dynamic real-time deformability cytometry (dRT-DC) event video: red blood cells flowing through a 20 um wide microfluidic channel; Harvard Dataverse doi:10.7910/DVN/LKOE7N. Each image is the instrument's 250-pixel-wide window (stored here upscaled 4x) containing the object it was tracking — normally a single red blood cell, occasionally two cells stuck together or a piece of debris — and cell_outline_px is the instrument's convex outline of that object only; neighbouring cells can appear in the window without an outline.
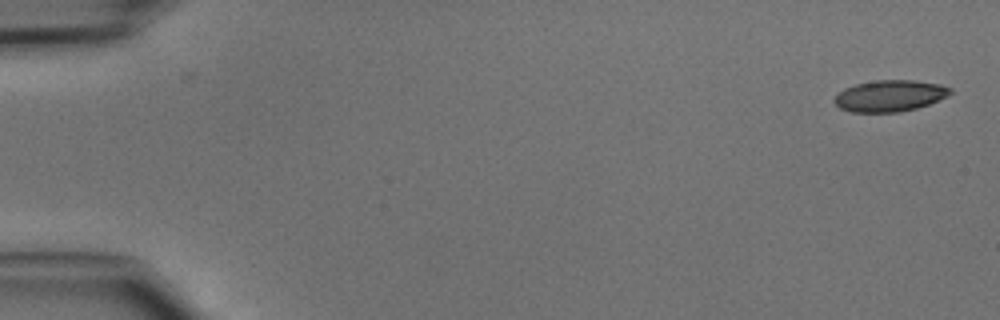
{"species": "common noctule bat (a hibernating species)", "species_latin": "Nyctalus noctula", "temperature_condition": "cold", "stored_images_in_passage": 47, "camera_frame_rate_fps": 3000, "um_per_image_px": 0.085, "animal": {"sex": "male", "body_mass_g": 15.6}, "frame": {"image": 1, "passage_image": 1, "time_ms": 0.0, "image_size_px": [1000, 320], "cell_outline_px": [[952, 92], [948, 96], [928, 104], [916, 108], [900, 112], [852, 112], [840, 108], [832, 100], [844, 88], [856, 84], [876, 80], [916, 80], [940, 84], [952, 88]], "centroid_in_image_um": [75.65, 8.14], "position_along_channel_um": 9.4, "area_um2": 21.21}}
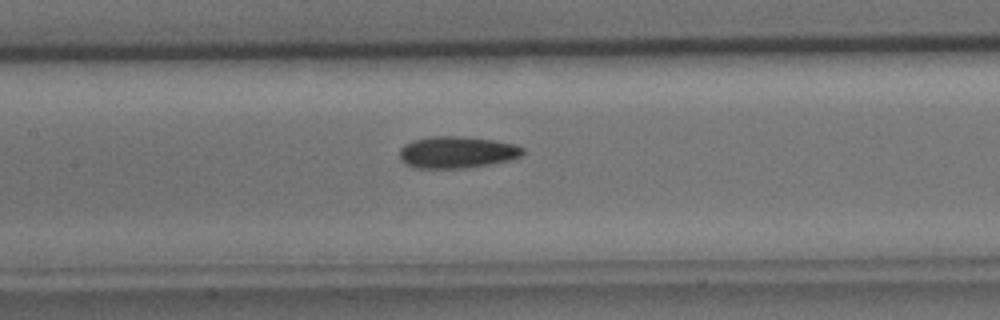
{"frame": {"image": 2, "passage_image": 22, "time_ms": 7.0, "image_size_px": [1000, 320], "cell_outline_px": [[524, 152], [520, 156], [508, 160], [468, 168], [416, 168], [404, 164], [400, 160], [400, 148], [404, 144], [412, 140], [432, 136], [460, 136], [492, 140], [516, 144], [524, 148]], "centroid_in_image_um": [38.8, 12.94], "position_along_channel_um": 168.6, "area_um2": 22.89}}
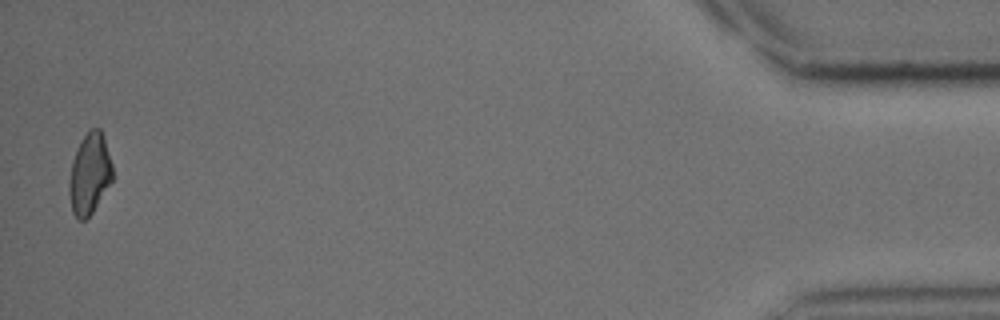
{"frame": {"image": 3, "passage_image": 46, "time_ms": 15.0, "image_size_px": [1000, 320], "cell_outline_px": [[112, 180], [92, 212], [84, 220], [80, 220], [72, 212], [68, 192], [68, 180], [72, 160], [76, 148], [80, 140], [92, 128], [100, 128], [104, 136], [112, 164]], "centroid_in_image_um": [7.59, 14.75], "position_along_channel_um": 427.6, "area_um2": 20.46}}